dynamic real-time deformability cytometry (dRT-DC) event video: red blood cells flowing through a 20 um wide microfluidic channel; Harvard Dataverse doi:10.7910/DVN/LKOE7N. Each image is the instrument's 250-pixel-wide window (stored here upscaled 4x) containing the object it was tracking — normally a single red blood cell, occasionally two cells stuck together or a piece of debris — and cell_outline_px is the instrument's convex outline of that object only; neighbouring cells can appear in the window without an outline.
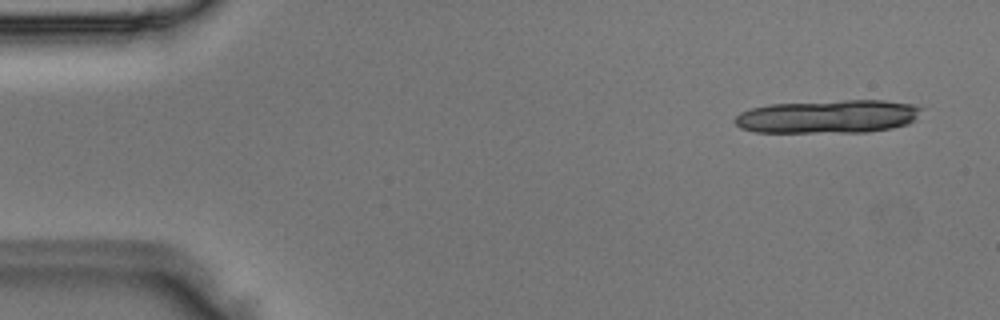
{"species": "Egyptian fruit bat (a non-hibernating species)", "species_latin": "Rousettus aegyptiacus", "temperature_condition": "room temperature", "stored_images_in_passage": 4, "camera_frame_rate_fps": 3000, "um_per_image_px": 0.085, "animal": {"sex": "male"}, "frame": {"image": 1, "passage_image": 1, "time_ms": 0.0, "image_size_px": [1000, 320], "cell_outline_px": [[924, 108], [908, 124], [892, 128], [868, 132], [756, 132], [740, 128], [732, 120], [740, 112], [748, 108], [768, 104], [844, 100], [884, 100], [912, 104]], "centroid_in_image_um": [70.34, 9.9], "position_along_channel_um": 14.7, "area_um2": 36.41}}